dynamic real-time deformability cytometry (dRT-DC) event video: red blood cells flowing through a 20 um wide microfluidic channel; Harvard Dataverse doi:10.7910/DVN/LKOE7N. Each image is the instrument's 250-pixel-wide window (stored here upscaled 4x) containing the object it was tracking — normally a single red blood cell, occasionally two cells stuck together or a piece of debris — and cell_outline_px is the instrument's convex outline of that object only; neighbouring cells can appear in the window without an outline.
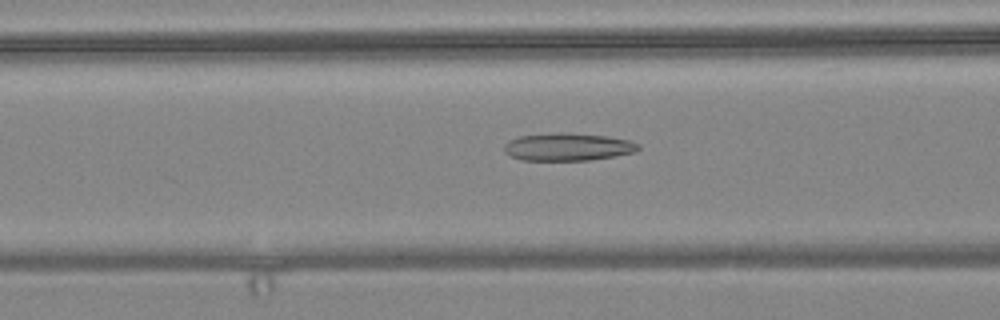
{"species": "common noctule bat (a hibernating species)", "species_latin": "Nyctalus noctula", "temperature_condition": "warm", "stored_images_in_passage": 56, "camera_frame_rate_fps": 3000, "um_per_image_px": 0.085, "animal": {"sex": "female", "body_mass_g": 24.6, "forearm_length_mm": 56.2}, "frame": {"image": 1, "passage_image": 22, "time_ms": 7.0, "image_size_px": [1000, 320], "cell_outline_px": [[640, 148], [636, 152], [588, 160], [520, 160], [504, 152], [504, 144], [508, 140], [520, 136], [560, 132], [608, 136], [628, 140], [640, 144]], "centroid_in_image_um": [48.25, 12.48], "position_along_channel_um": 118.3, "area_um2": 21.56}}
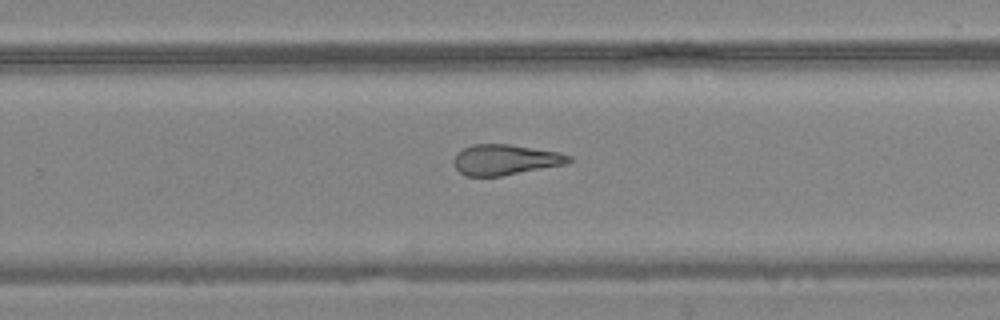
{"frame": {"image": 2, "passage_image": 36, "time_ms": 11.667, "image_size_px": [1000, 320], "cell_outline_px": [[572, 160], [568, 164], [500, 176], [464, 176], [456, 168], [452, 160], [456, 152], [472, 144], [508, 144], [560, 152], [572, 156]], "centroid_in_image_um": [42.95, 13.57], "position_along_channel_um": 286.9, "area_um2": 20.63}}
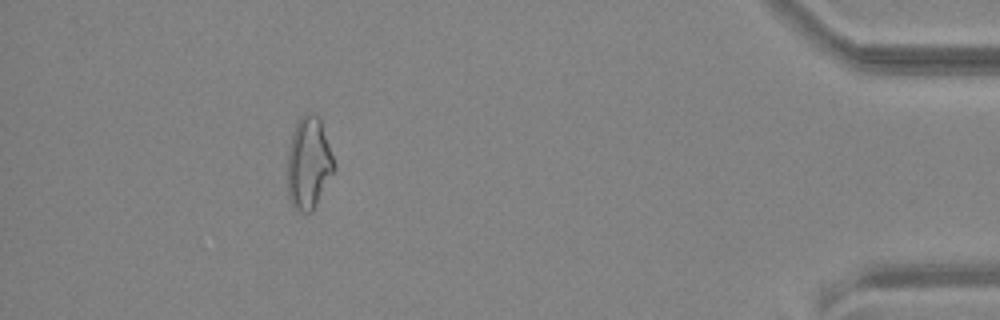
{"frame": {"image": 3, "passage_image": 51, "time_ms": 16.667, "image_size_px": [1000, 320], "cell_outline_px": [[336, 168], [312, 212], [300, 212], [292, 204], [288, 196], [288, 148], [292, 132], [300, 116], [304, 112], [312, 112], [320, 116], [336, 164]], "centroid_in_image_um": [26.26, 13.81], "position_along_channel_um": 408.9, "area_um2": 25.37}, "authors_computed_cell_mechanics": {"area_um2": 23.0044, "velocity_mm_per_s": 3.6145, "shape_relaxation_time_tau1_ms": null, "shape_relaxation_time_tau2_ms": 2.9545, "deformation_change_tau1": null, "deformation_change_tau2": 0.137}}